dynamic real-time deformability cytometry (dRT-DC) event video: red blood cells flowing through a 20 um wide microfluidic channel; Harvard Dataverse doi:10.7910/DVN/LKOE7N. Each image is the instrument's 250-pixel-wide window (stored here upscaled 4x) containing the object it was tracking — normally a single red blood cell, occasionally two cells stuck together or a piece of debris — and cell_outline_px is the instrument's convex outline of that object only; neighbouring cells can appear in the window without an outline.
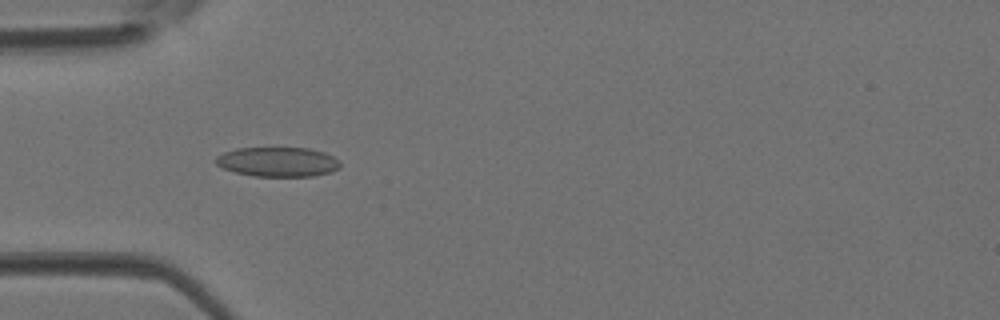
{"species": "Egyptian fruit bat (a non-hibernating species)", "species_latin": "Rousettus aegyptiacus", "temperature_condition": "room temperature", "stored_images_in_passage": 41, "camera_frame_rate_fps": 3000, "um_per_image_px": 0.085, "animal": {"sex": "female"}, "frame": {"image": 1, "passage_image": 12, "time_ms": 3.667, "image_size_px": [1000, 320], "cell_outline_px": [[340, 168], [332, 172], [312, 176], [252, 176], [236, 172], [224, 168], [216, 164], [216, 156], [224, 152], [236, 148], [308, 148], [324, 152], [340, 160]], "centroid_in_image_um": [23.64, 13.76], "position_along_channel_um": 61.4, "area_um2": 21.44}}
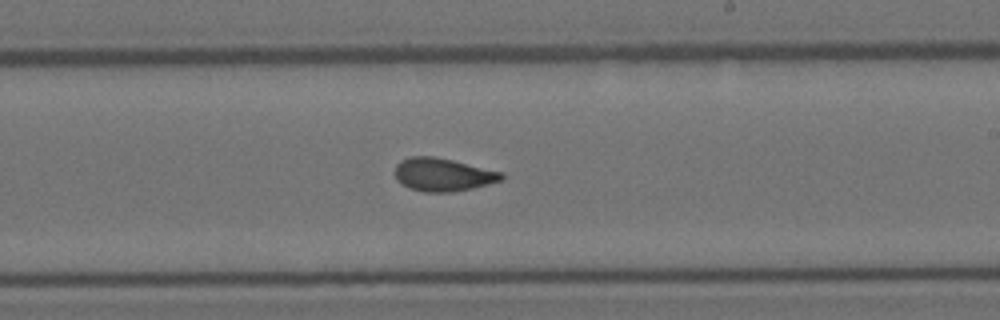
{"frame": {"image": 2, "passage_image": 24, "time_ms": 7.667, "image_size_px": [1000, 320], "cell_outline_px": [[504, 180], [472, 188], [452, 192], [424, 192], [412, 188], [396, 180], [396, 164], [400, 160], [412, 156], [432, 156], [452, 160], [504, 172]], "centroid_in_image_um": [37.68, 14.84], "position_along_channel_um": 251.3, "area_um2": 20.46}}
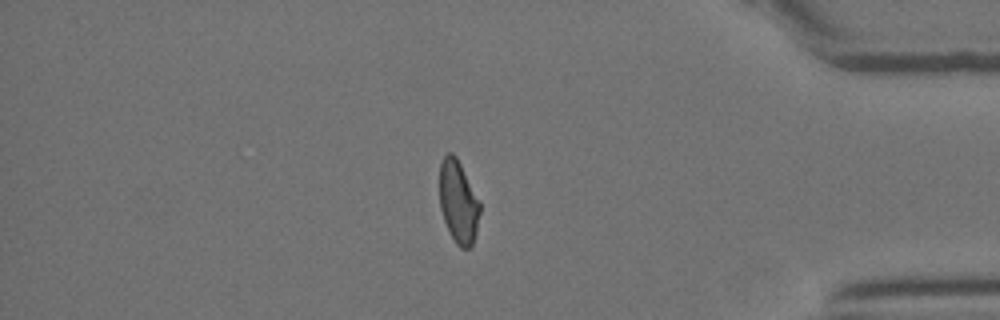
{"frame": {"image": 3, "passage_image": 35, "time_ms": 11.333, "image_size_px": [1000, 320], "cell_outline_px": [[480, 212], [476, 232], [472, 244], [468, 248], [460, 248], [456, 244], [448, 232], [440, 208], [440, 164], [444, 156], [448, 152], [452, 152], [456, 156], [480, 200]], "centroid_in_image_um": [38.96, 17.16], "position_along_channel_um": 396.2, "area_um2": 19.54}}